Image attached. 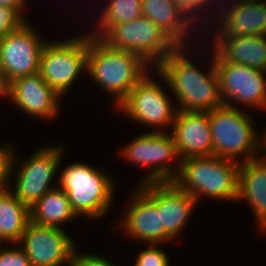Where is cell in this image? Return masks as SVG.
Masks as SVG:
<instances>
[{"label": "cell", "mask_w": 266, "mask_h": 266, "mask_svg": "<svg viewBox=\"0 0 266 266\" xmlns=\"http://www.w3.org/2000/svg\"><path fill=\"white\" fill-rule=\"evenodd\" d=\"M85 34L64 41H46L39 73L60 97L87 71L88 33Z\"/></svg>", "instance_id": "obj_9"}, {"label": "cell", "mask_w": 266, "mask_h": 266, "mask_svg": "<svg viewBox=\"0 0 266 266\" xmlns=\"http://www.w3.org/2000/svg\"><path fill=\"white\" fill-rule=\"evenodd\" d=\"M169 255L165 250L154 245L141 250L136 256L135 266H170Z\"/></svg>", "instance_id": "obj_26"}, {"label": "cell", "mask_w": 266, "mask_h": 266, "mask_svg": "<svg viewBox=\"0 0 266 266\" xmlns=\"http://www.w3.org/2000/svg\"><path fill=\"white\" fill-rule=\"evenodd\" d=\"M65 150L60 144L53 147L42 146L38 150L36 148L33 154L23 160L24 163L19 168L16 166L19 163L17 161L19 157H16L18 156L16 152L14 153L10 179H14L15 182L10 190L23 205L30 209L46 192L58 186L57 172ZM55 177H57L56 181ZM52 181L56 182L54 187Z\"/></svg>", "instance_id": "obj_6"}, {"label": "cell", "mask_w": 266, "mask_h": 266, "mask_svg": "<svg viewBox=\"0 0 266 266\" xmlns=\"http://www.w3.org/2000/svg\"><path fill=\"white\" fill-rule=\"evenodd\" d=\"M0 244V266H31L24 251L16 244H10L11 248L2 249ZM16 246V247H15Z\"/></svg>", "instance_id": "obj_29"}, {"label": "cell", "mask_w": 266, "mask_h": 266, "mask_svg": "<svg viewBox=\"0 0 266 266\" xmlns=\"http://www.w3.org/2000/svg\"><path fill=\"white\" fill-rule=\"evenodd\" d=\"M266 129V128H265ZM258 153L261 155H258V158L266 163V130H264L262 133L259 135V151ZM265 154V155H263Z\"/></svg>", "instance_id": "obj_33"}, {"label": "cell", "mask_w": 266, "mask_h": 266, "mask_svg": "<svg viewBox=\"0 0 266 266\" xmlns=\"http://www.w3.org/2000/svg\"><path fill=\"white\" fill-rule=\"evenodd\" d=\"M214 38L212 47L224 60L266 71V35Z\"/></svg>", "instance_id": "obj_20"}, {"label": "cell", "mask_w": 266, "mask_h": 266, "mask_svg": "<svg viewBox=\"0 0 266 266\" xmlns=\"http://www.w3.org/2000/svg\"><path fill=\"white\" fill-rule=\"evenodd\" d=\"M151 69V70H150ZM154 69L141 56L114 49L101 38L88 32L86 74L114 97L115 107L127 97L130 90Z\"/></svg>", "instance_id": "obj_2"}, {"label": "cell", "mask_w": 266, "mask_h": 266, "mask_svg": "<svg viewBox=\"0 0 266 266\" xmlns=\"http://www.w3.org/2000/svg\"><path fill=\"white\" fill-rule=\"evenodd\" d=\"M153 72L158 74L159 81H155L152 74L147 73L128 93L127 97L117 106L127 118L137 121L142 126L157 129L152 132H166L164 127L173 125L178 107L174 106L171 98L161 86L166 83L165 78L155 69ZM149 74V75H148ZM170 125V126H169ZM159 128V129H158Z\"/></svg>", "instance_id": "obj_7"}, {"label": "cell", "mask_w": 266, "mask_h": 266, "mask_svg": "<svg viewBox=\"0 0 266 266\" xmlns=\"http://www.w3.org/2000/svg\"><path fill=\"white\" fill-rule=\"evenodd\" d=\"M114 49L141 56L155 68L178 45L145 16L114 25L102 38Z\"/></svg>", "instance_id": "obj_8"}, {"label": "cell", "mask_w": 266, "mask_h": 266, "mask_svg": "<svg viewBox=\"0 0 266 266\" xmlns=\"http://www.w3.org/2000/svg\"><path fill=\"white\" fill-rule=\"evenodd\" d=\"M223 4L226 7L219 8L220 13L214 17L219 28L213 31L214 37L266 35V0H232Z\"/></svg>", "instance_id": "obj_17"}, {"label": "cell", "mask_w": 266, "mask_h": 266, "mask_svg": "<svg viewBox=\"0 0 266 266\" xmlns=\"http://www.w3.org/2000/svg\"><path fill=\"white\" fill-rule=\"evenodd\" d=\"M78 216L72 210L70 200L59 186L46 192L31 208L30 221L39 225L61 228ZM61 226V227H60Z\"/></svg>", "instance_id": "obj_22"}, {"label": "cell", "mask_w": 266, "mask_h": 266, "mask_svg": "<svg viewBox=\"0 0 266 266\" xmlns=\"http://www.w3.org/2000/svg\"><path fill=\"white\" fill-rule=\"evenodd\" d=\"M250 206L261 233H266V163L258 157L241 162L238 172L237 202Z\"/></svg>", "instance_id": "obj_19"}, {"label": "cell", "mask_w": 266, "mask_h": 266, "mask_svg": "<svg viewBox=\"0 0 266 266\" xmlns=\"http://www.w3.org/2000/svg\"><path fill=\"white\" fill-rule=\"evenodd\" d=\"M170 132L180 159L213 155L209 112L178 110Z\"/></svg>", "instance_id": "obj_18"}, {"label": "cell", "mask_w": 266, "mask_h": 266, "mask_svg": "<svg viewBox=\"0 0 266 266\" xmlns=\"http://www.w3.org/2000/svg\"><path fill=\"white\" fill-rule=\"evenodd\" d=\"M104 170L92 164L74 162L60 172L58 186L66 192L77 216L101 219L112 207L116 181Z\"/></svg>", "instance_id": "obj_4"}, {"label": "cell", "mask_w": 266, "mask_h": 266, "mask_svg": "<svg viewBox=\"0 0 266 266\" xmlns=\"http://www.w3.org/2000/svg\"><path fill=\"white\" fill-rule=\"evenodd\" d=\"M27 3V0H0V5L15 8L25 19L23 12Z\"/></svg>", "instance_id": "obj_31"}, {"label": "cell", "mask_w": 266, "mask_h": 266, "mask_svg": "<svg viewBox=\"0 0 266 266\" xmlns=\"http://www.w3.org/2000/svg\"><path fill=\"white\" fill-rule=\"evenodd\" d=\"M60 97L40 73L23 76L9 84V102L31 117L50 120L60 114ZM60 102V103H59Z\"/></svg>", "instance_id": "obj_16"}, {"label": "cell", "mask_w": 266, "mask_h": 266, "mask_svg": "<svg viewBox=\"0 0 266 266\" xmlns=\"http://www.w3.org/2000/svg\"><path fill=\"white\" fill-rule=\"evenodd\" d=\"M128 200L124 216L119 225L129 237L137 238L147 245L157 246L172 240L161 226V212L157 205L136 186Z\"/></svg>", "instance_id": "obj_15"}, {"label": "cell", "mask_w": 266, "mask_h": 266, "mask_svg": "<svg viewBox=\"0 0 266 266\" xmlns=\"http://www.w3.org/2000/svg\"><path fill=\"white\" fill-rule=\"evenodd\" d=\"M243 110L222 105L209 111L213 155L239 163L258 157L260 134L255 119Z\"/></svg>", "instance_id": "obj_5"}, {"label": "cell", "mask_w": 266, "mask_h": 266, "mask_svg": "<svg viewBox=\"0 0 266 266\" xmlns=\"http://www.w3.org/2000/svg\"><path fill=\"white\" fill-rule=\"evenodd\" d=\"M141 2L143 16L153 21L178 46H187L191 37L190 32L192 34L195 28L172 0H141Z\"/></svg>", "instance_id": "obj_21"}, {"label": "cell", "mask_w": 266, "mask_h": 266, "mask_svg": "<svg viewBox=\"0 0 266 266\" xmlns=\"http://www.w3.org/2000/svg\"><path fill=\"white\" fill-rule=\"evenodd\" d=\"M172 1L179 8V10L186 16V18L193 24V26L195 24H197V22L202 25V23H200L199 21L203 20V18H204V20L209 19V17L207 18V15H208L207 11H208V13H210L209 10L213 11L214 9H212V8H217L216 7L217 4L213 3L216 0L215 1L214 0H172ZM217 1H219V0H217ZM212 5H214L215 7H213ZM204 11H206V12H204ZM204 13H206V14H204ZM199 14L200 15L204 14L203 16L206 15V18L203 16H200ZM197 20H199V21H197Z\"/></svg>", "instance_id": "obj_25"}, {"label": "cell", "mask_w": 266, "mask_h": 266, "mask_svg": "<svg viewBox=\"0 0 266 266\" xmlns=\"http://www.w3.org/2000/svg\"><path fill=\"white\" fill-rule=\"evenodd\" d=\"M78 248H76L72 266H116L112 260H108L107 257H103V255L99 256L98 254H87V253H79Z\"/></svg>", "instance_id": "obj_30"}, {"label": "cell", "mask_w": 266, "mask_h": 266, "mask_svg": "<svg viewBox=\"0 0 266 266\" xmlns=\"http://www.w3.org/2000/svg\"><path fill=\"white\" fill-rule=\"evenodd\" d=\"M28 21L0 39V67L7 82L38 73L46 42Z\"/></svg>", "instance_id": "obj_12"}, {"label": "cell", "mask_w": 266, "mask_h": 266, "mask_svg": "<svg viewBox=\"0 0 266 266\" xmlns=\"http://www.w3.org/2000/svg\"><path fill=\"white\" fill-rule=\"evenodd\" d=\"M26 21L15 8L0 5V39L18 29Z\"/></svg>", "instance_id": "obj_27"}, {"label": "cell", "mask_w": 266, "mask_h": 266, "mask_svg": "<svg viewBox=\"0 0 266 266\" xmlns=\"http://www.w3.org/2000/svg\"><path fill=\"white\" fill-rule=\"evenodd\" d=\"M120 153L132 164L150 167V171L145 173V177L140 180L139 184L173 181L180 168L181 159L174 138L168 131H146L132 139ZM171 161L174 164H170ZM174 161L178 163L177 168L172 166L177 165Z\"/></svg>", "instance_id": "obj_10"}, {"label": "cell", "mask_w": 266, "mask_h": 266, "mask_svg": "<svg viewBox=\"0 0 266 266\" xmlns=\"http://www.w3.org/2000/svg\"><path fill=\"white\" fill-rule=\"evenodd\" d=\"M137 186L157 205L165 233L171 239L179 236L195 211L197 200L173 181L147 182Z\"/></svg>", "instance_id": "obj_14"}, {"label": "cell", "mask_w": 266, "mask_h": 266, "mask_svg": "<svg viewBox=\"0 0 266 266\" xmlns=\"http://www.w3.org/2000/svg\"><path fill=\"white\" fill-rule=\"evenodd\" d=\"M239 166L215 155L182 159L173 182L198 203L202 196L237 202Z\"/></svg>", "instance_id": "obj_3"}, {"label": "cell", "mask_w": 266, "mask_h": 266, "mask_svg": "<svg viewBox=\"0 0 266 266\" xmlns=\"http://www.w3.org/2000/svg\"><path fill=\"white\" fill-rule=\"evenodd\" d=\"M141 5V0H109L97 19L98 29L89 31L90 34L102 38L114 25L139 18L142 16Z\"/></svg>", "instance_id": "obj_24"}, {"label": "cell", "mask_w": 266, "mask_h": 266, "mask_svg": "<svg viewBox=\"0 0 266 266\" xmlns=\"http://www.w3.org/2000/svg\"><path fill=\"white\" fill-rule=\"evenodd\" d=\"M30 209L11 192L0 190V244H18L28 223Z\"/></svg>", "instance_id": "obj_23"}, {"label": "cell", "mask_w": 266, "mask_h": 266, "mask_svg": "<svg viewBox=\"0 0 266 266\" xmlns=\"http://www.w3.org/2000/svg\"><path fill=\"white\" fill-rule=\"evenodd\" d=\"M18 243L31 266H72L77 248L74 238L62 228L31 221Z\"/></svg>", "instance_id": "obj_13"}, {"label": "cell", "mask_w": 266, "mask_h": 266, "mask_svg": "<svg viewBox=\"0 0 266 266\" xmlns=\"http://www.w3.org/2000/svg\"><path fill=\"white\" fill-rule=\"evenodd\" d=\"M187 48L178 46L154 68L165 78L167 89L172 90L178 110L209 112L222 106L214 53L205 73L192 57L186 56Z\"/></svg>", "instance_id": "obj_1"}, {"label": "cell", "mask_w": 266, "mask_h": 266, "mask_svg": "<svg viewBox=\"0 0 266 266\" xmlns=\"http://www.w3.org/2000/svg\"><path fill=\"white\" fill-rule=\"evenodd\" d=\"M5 145L0 144V190L10 187L11 168L15 153L12 144Z\"/></svg>", "instance_id": "obj_28"}, {"label": "cell", "mask_w": 266, "mask_h": 266, "mask_svg": "<svg viewBox=\"0 0 266 266\" xmlns=\"http://www.w3.org/2000/svg\"><path fill=\"white\" fill-rule=\"evenodd\" d=\"M219 92L223 105L266 109V71L224 60L213 48ZM230 99V100H229ZM231 103H230V102ZM236 103V104H232Z\"/></svg>", "instance_id": "obj_11"}, {"label": "cell", "mask_w": 266, "mask_h": 266, "mask_svg": "<svg viewBox=\"0 0 266 266\" xmlns=\"http://www.w3.org/2000/svg\"><path fill=\"white\" fill-rule=\"evenodd\" d=\"M9 96V83L6 80L3 69L0 67V98Z\"/></svg>", "instance_id": "obj_32"}]
</instances>
